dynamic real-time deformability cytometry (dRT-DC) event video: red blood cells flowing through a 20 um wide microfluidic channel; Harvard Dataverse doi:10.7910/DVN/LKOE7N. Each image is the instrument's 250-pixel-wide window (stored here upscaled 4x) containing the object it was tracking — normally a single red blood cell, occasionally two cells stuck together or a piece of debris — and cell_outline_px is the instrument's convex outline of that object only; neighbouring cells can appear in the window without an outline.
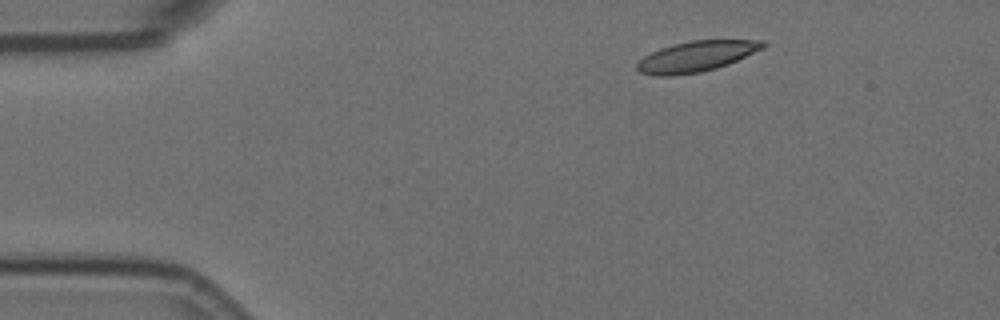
{"species": "Egyptian fruit bat (a non-hibernating species)", "species_latin": "Rousettus aegyptiacus", "temperature_condition": "room temperature", "stored_images_in_passage": 5, "camera_frame_rate_fps": 3000, "um_per_image_px": 0.085, "animal": {"sex": "female"}, "frame": {"image": 1, "passage_image": 2, "time_ms": 0.333, "image_size_px": [1000, 320], "cell_outline_px": [[768, 44], [764, 48], [728, 64], [716, 68], [700, 72], [672, 76], [656, 76], [640, 72], [636, 68], [636, 64], [644, 56], [660, 48], [692, 40], [764, 40]], "centroid_in_image_um": [59.2, 4.79], "position_along_channel_um": 25.8, "area_um2": 22.37}}